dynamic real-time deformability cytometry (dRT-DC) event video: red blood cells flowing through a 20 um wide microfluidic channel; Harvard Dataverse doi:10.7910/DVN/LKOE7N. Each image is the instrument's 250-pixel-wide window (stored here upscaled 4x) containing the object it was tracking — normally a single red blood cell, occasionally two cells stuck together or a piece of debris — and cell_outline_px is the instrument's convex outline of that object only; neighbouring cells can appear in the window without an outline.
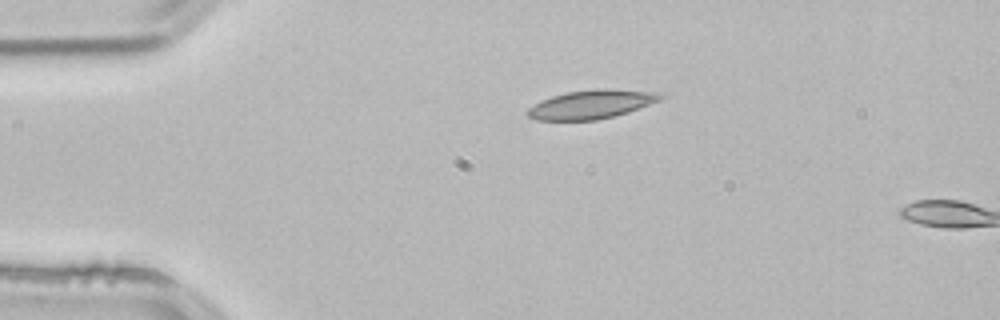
{"species": "common noctule bat (a hibernating species)", "species_latin": "Nyctalus noctula", "temperature_condition": "room temperature", "stored_images_in_passage": 2, "camera_frame_rate_fps": 3000, "um_per_image_px": 0.085, "animal": {"sex": "male", "body_mass_g": 21.5, "forearm_length_mm": 52.0}, "frame": {"image": 1, "passage_image": 1, "time_ms": 0.0, "image_size_px": [1000, 320], "cell_outline_px": [[664, 96], [660, 100], [628, 112], [596, 120], [536, 120], [528, 116], [524, 112], [528, 108], [540, 100], [552, 96], [568, 92], [596, 88], [612, 88], [660, 92]], "centroid_in_image_um": [50.26, 8.85], "position_along_channel_um": 34.7, "area_um2": 22.43}}